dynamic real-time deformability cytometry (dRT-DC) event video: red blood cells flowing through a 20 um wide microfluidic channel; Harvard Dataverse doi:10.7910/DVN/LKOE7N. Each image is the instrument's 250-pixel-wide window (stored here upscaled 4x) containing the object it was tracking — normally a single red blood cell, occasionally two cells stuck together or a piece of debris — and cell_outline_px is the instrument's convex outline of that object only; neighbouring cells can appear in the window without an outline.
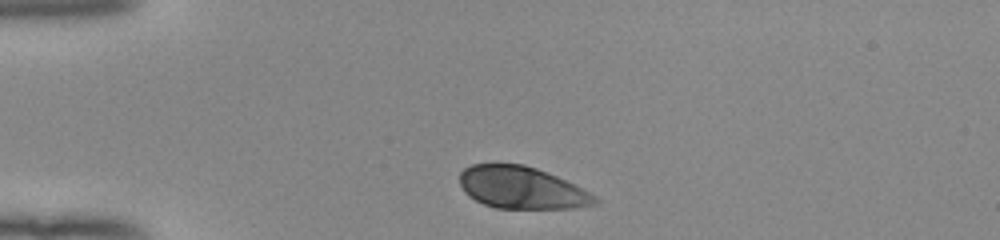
{"species": "human", "species_latin": "Homo sapiens", "temperature_condition": "room temperature", "stored_images_in_passage": 32, "camera_frame_rate_fps": 3000, "um_per_image_px": 0.085, "donor": {"sex": "female"}, "frame": {"image": 1, "passage_image": 1, "time_ms": 0.0, "image_size_px": [1000, 240], "cell_outline_px": [[600, 204], [572, 208], [496, 208], [484, 204], [468, 196], [464, 192], [460, 184], [460, 172], [464, 168], [472, 164], [524, 164], [536, 168], [556, 176], [596, 196], [600, 200]], "centroid_in_image_um": [44.33, 15.96], "position_along_channel_um": 40.7, "area_um2": 33.06}}
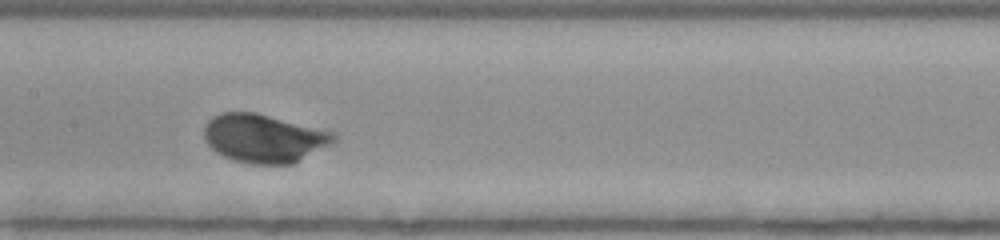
{"frame": {"image": 2, "passage_image": 15, "time_ms": 4.667, "image_size_px": [1000, 240], "cell_outline_px": [[336, 140], [332, 144], [292, 164], [252, 164], [232, 160], [216, 152], [204, 140], [204, 124], [212, 116], [220, 112], [256, 112], [336, 132]], "centroid_in_image_um": [22.43, 11.74], "position_along_channel_um": 185.0, "area_um2": 36.93}}
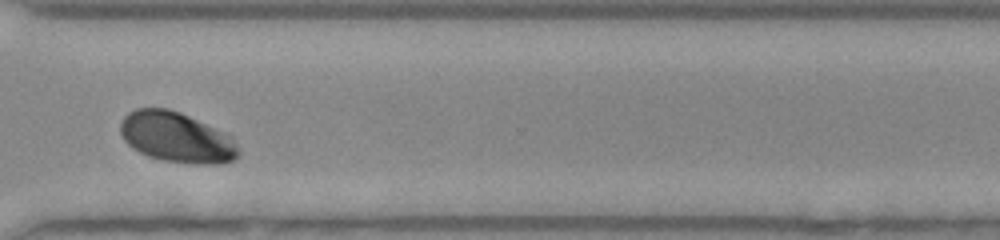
{"frame": {"image": 3, "passage_image": 28, "time_ms": 9.0, "image_size_px": [1000, 240], "cell_outline_px": [[240, 156], [232, 160], [220, 164], [200, 164], [164, 160], [148, 156], [132, 148], [124, 140], [120, 132], [120, 124], [124, 116], [128, 112], [136, 108], [168, 108], [180, 112], [224, 132], [232, 136], [236, 140], [240, 152]], "centroid_in_image_um": [15.02, 11.67], "position_along_channel_um": 355.6, "area_um2": 34.74}, "authors_computed_cell_mechanics": {"area_um2": 34.5066, "velocity_mm_per_s": 3.9143, "shape_relaxation_time_tau1_ms": 2.5975, "shape_relaxation_time_tau2_ms": null, "deformation_change_tau1": 0.1639, "deformation_change_tau2": null}}